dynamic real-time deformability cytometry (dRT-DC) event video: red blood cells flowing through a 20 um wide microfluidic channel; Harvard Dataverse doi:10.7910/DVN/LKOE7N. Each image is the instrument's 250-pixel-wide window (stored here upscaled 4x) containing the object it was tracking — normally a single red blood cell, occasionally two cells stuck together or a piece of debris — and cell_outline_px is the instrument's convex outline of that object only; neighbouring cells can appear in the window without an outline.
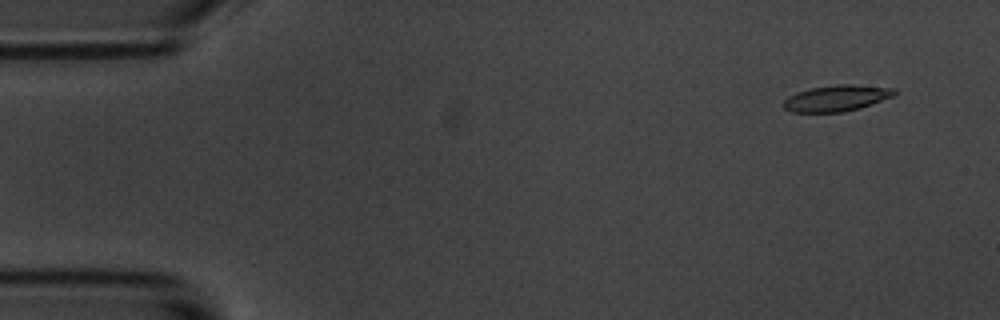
{"species": "common noctule bat (a hibernating species)", "species_latin": "Nyctalus noctula", "temperature_condition": "room temperature", "stored_images_in_passage": 6, "camera_frame_rate_fps": 3000, "um_per_image_px": 0.085, "animal": {"sex": "male", "body_mass_g": 20.1, "forearm_length_mm": 53.5}, "frame": {"image": 1, "passage_image": 2, "time_ms": 1.0, "image_size_px": [1000, 320], "cell_outline_px": [[896, 96], [860, 108], [844, 112], [792, 112], [784, 108], [784, 100], [788, 96], [796, 92], [812, 88], [836, 84], [852, 84], [896, 88]], "centroid_in_image_um": [71.15, 8.34], "position_along_channel_um": 13.8, "area_um2": 17.05}}
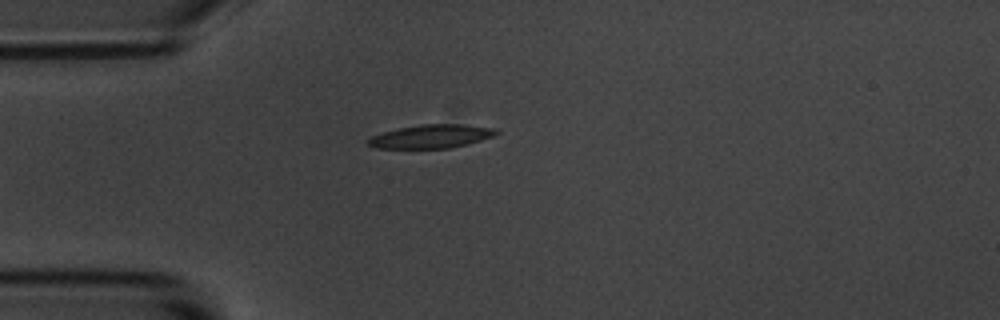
{"frame": {"image": 2, "passage_image": 5, "time_ms": 4.667, "image_size_px": [1000, 320], "cell_outline_px": [[500, 132], [492, 136], [468, 144], [448, 148], [376, 148], [368, 144], [364, 140], [372, 136], [384, 132], [400, 128], [420, 124], [460, 124], [492, 128]], "centroid_in_image_um": [36.61, 11.59], "position_along_channel_um": 48.4, "area_um2": 17.34}}